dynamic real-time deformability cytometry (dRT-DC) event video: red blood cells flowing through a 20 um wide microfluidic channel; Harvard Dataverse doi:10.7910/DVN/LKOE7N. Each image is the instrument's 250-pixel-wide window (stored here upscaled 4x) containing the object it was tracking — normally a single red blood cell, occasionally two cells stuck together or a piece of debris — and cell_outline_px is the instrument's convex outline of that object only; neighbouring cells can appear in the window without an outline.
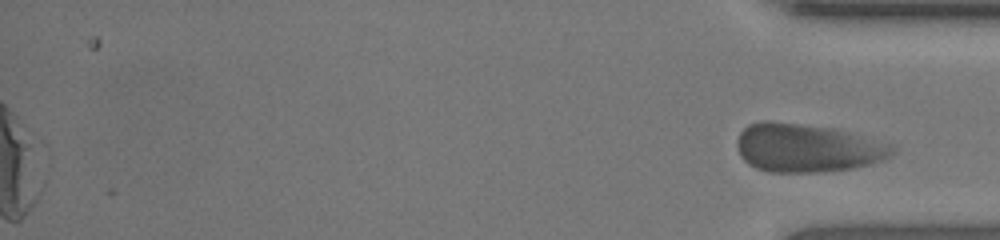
{"species": "human", "species_latin": "Homo sapiens", "temperature_condition": "room temperature", "stored_images_in_passage": 41, "segment_of_instrument_passage": [2, 2], "camera_frame_rate_fps": 3000, "um_per_image_px": 0.085, "donor": {"sex": "female"}, "frame": {"image": 1, "passage_image": 41, "time_ms": 13.333, "image_size_px": [1000, 240], "cell_outline_px": [[896, 152], [880, 160], [868, 164], [852, 168], [820, 172], [768, 172], [756, 168], [748, 164], [740, 156], [736, 144], [736, 140], [740, 132], [748, 124], [760, 120], [768, 120], [836, 128], [896, 144]], "centroid_in_image_um": [68.61, 12.55], "position_along_channel_um": 366.6, "area_um2": 44.39}}